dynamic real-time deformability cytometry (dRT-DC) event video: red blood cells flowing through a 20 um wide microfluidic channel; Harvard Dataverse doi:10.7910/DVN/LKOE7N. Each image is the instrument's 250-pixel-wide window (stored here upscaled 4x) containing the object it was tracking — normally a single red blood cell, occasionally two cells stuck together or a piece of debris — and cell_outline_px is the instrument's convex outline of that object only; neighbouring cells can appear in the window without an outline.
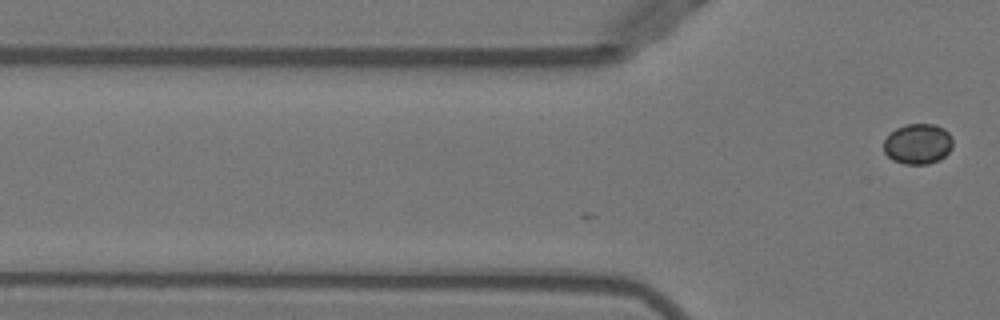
{"species": "Egyptian fruit bat (a non-hibernating species)", "species_latin": "Rousettus aegyptiacus", "temperature_condition": "warm", "stored_images_in_passage": 2, "camera_frame_rate_fps": 3000, "um_per_image_px": 0.085, "animal": {"sex": "female"}, "frame": {"image": 1, "passage_image": 2, "time_ms": 0.333, "image_size_px": [1000, 320], "cell_outline_px": [[952, 148], [940, 160], [928, 164], [904, 164], [892, 160], [884, 152], [884, 140], [896, 128], [908, 124], [936, 124], [944, 128], [952, 136]], "centroid_in_image_um": [78.04, 12.23], "position_along_channel_um": 47.8, "area_um2": 16.36}}